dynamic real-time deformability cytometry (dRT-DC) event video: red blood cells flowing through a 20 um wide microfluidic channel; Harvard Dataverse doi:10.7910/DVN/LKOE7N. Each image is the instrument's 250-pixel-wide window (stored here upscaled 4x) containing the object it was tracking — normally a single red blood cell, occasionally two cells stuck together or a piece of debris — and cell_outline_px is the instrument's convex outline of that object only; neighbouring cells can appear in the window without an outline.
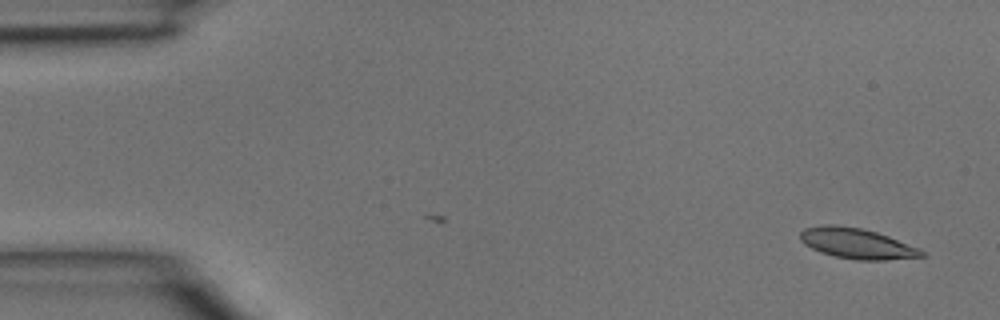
{"species": "common noctule bat (a hibernating species)", "species_latin": "Nyctalus noctula", "temperature_condition": "room temperature", "stored_images_in_passage": 2, "camera_frame_rate_fps": 3000, "um_per_image_px": 0.085, "animal": {"sex": "male", "body_mass_g": 15.6}, "frame": {"image": 1, "passage_image": 2, "time_ms": 0.333, "image_size_px": [1000, 320], "cell_outline_px": [[924, 256], [888, 260], [856, 260], [836, 256], [820, 252], [804, 244], [800, 240], [800, 232], [804, 228], [820, 224], [836, 224], [860, 228], [876, 232], [888, 236], [920, 248], [924, 252]], "centroid_in_image_um": [72.81, 20.68], "position_along_channel_um": 12.2, "area_um2": 21.62}}